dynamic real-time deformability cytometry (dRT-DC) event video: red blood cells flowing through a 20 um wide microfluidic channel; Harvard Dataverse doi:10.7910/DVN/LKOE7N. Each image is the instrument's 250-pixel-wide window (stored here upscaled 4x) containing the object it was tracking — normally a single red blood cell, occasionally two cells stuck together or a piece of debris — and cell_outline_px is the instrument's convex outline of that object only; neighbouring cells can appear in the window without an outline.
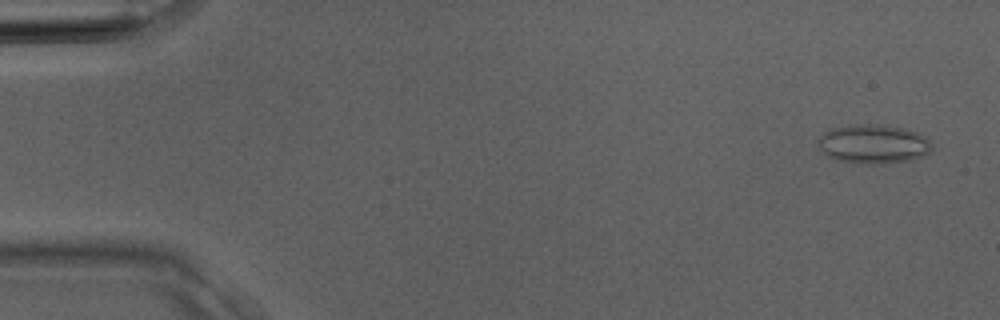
{"species": "Egyptian fruit bat (a non-hibernating species)", "species_latin": "Rousettus aegyptiacus", "temperature_condition": "room temperature", "stored_images_in_passage": 4, "camera_frame_rate_fps": 3000, "um_per_image_px": 0.085, "animal": {"sex": "male"}, "frame": {"image": 1, "passage_image": 1, "time_ms": 0.0, "image_size_px": [1000, 320], "cell_outline_px": [[932, 148], [928, 156], [912, 160], [876, 164], [836, 160], [828, 156], [816, 144], [820, 136], [828, 128], [848, 124], [868, 124], [900, 128], [916, 132], [928, 136], [932, 144]], "centroid_in_image_um": [74.25, 12.24], "position_along_channel_um": 10.7, "area_um2": 26.13}}